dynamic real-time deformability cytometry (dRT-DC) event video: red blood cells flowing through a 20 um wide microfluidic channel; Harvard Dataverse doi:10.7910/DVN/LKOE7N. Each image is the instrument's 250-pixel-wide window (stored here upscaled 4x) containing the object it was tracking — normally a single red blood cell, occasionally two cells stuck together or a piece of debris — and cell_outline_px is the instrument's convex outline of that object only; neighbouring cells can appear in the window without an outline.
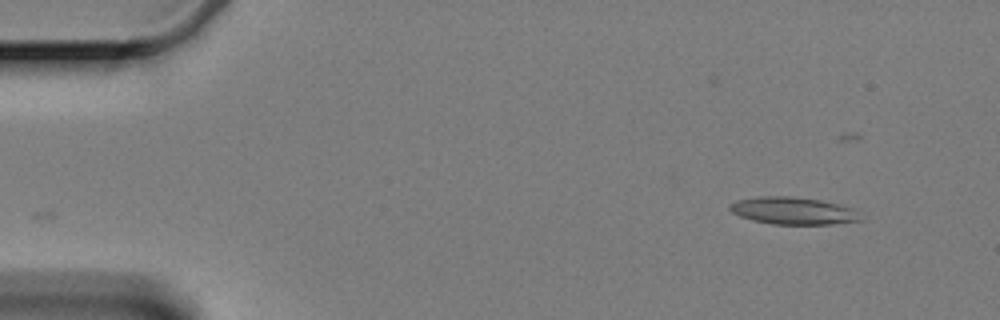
{"species": "Egyptian fruit bat (a non-hibernating species)", "species_latin": "Rousettus aegyptiacus", "temperature_condition": "cold", "stored_images_in_passage": 47, "camera_frame_rate_fps": 3000, "um_per_image_px": 0.085, "animal": {"sex": "female"}, "frame": {"image": 1, "passage_image": 1, "time_ms": 0.0, "image_size_px": [1000, 320], "cell_outline_px": [[860, 220], [828, 224], [772, 224], [752, 220], [740, 216], [732, 212], [728, 208], [728, 204], [736, 200], [760, 196], [788, 196], [820, 200], [836, 204], [848, 208]], "centroid_in_image_um": [67.24, 17.91], "position_along_channel_um": 17.8, "area_um2": 20.17}}
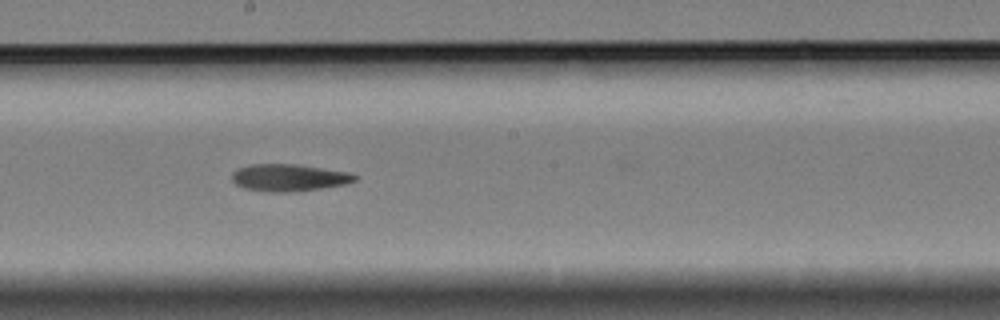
{"frame": {"image": 2, "passage_image": 28, "time_ms": 9.0, "image_size_px": [1000, 320], "cell_outline_px": [[356, 180], [344, 184], [320, 188], [288, 192], [272, 192], [244, 188], [236, 184], [232, 180], [232, 172], [240, 168], [252, 164], [296, 164], [348, 172], [356, 176]], "centroid_in_image_um": [24.53, 15.09], "position_along_channel_um": 223.7, "area_um2": 19.07}}
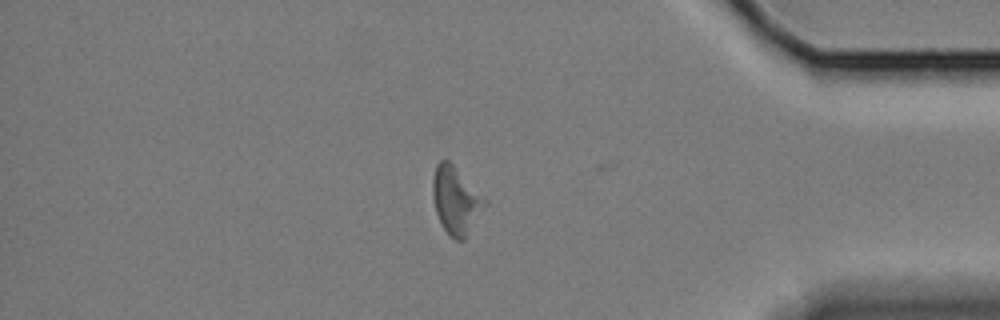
{"frame": {"image": 3, "passage_image": 46, "time_ms": 15.0, "image_size_px": [1000, 320], "cell_outline_px": [[488, 204], [464, 240], [456, 240], [448, 236], [436, 212], [432, 196], [432, 180], [436, 164], [440, 160], [448, 160], [488, 200]], "centroid_in_image_um": [38.76, 17.05], "position_along_channel_um": 396.4, "area_um2": 20.52}}